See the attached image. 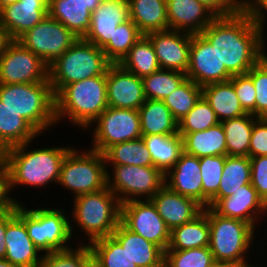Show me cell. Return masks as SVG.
<instances>
[{
    "instance_id": "obj_12",
    "label": "cell",
    "mask_w": 267,
    "mask_h": 267,
    "mask_svg": "<svg viewBox=\"0 0 267 267\" xmlns=\"http://www.w3.org/2000/svg\"><path fill=\"white\" fill-rule=\"evenodd\" d=\"M78 39L61 22L48 15L20 36L17 41L40 57L49 67Z\"/></svg>"
},
{
    "instance_id": "obj_22",
    "label": "cell",
    "mask_w": 267,
    "mask_h": 267,
    "mask_svg": "<svg viewBox=\"0 0 267 267\" xmlns=\"http://www.w3.org/2000/svg\"><path fill=\"white\" fill-rule=\"evenodd\" d=\"M150 200L170 230L194 220L204 209L196 200L173 192L166 185Z\"/></svg>"
},
{
    "instance_id": "obj_9",
    "label": "cell",
    "mask_w": 267,
    "mask_h": 267,
    "mask_svg": "<svg viewBox=\"0 0 267 267\" xmlns=\"http://www.w3.org/2000/svg\"><path fill=\"white\" fill-rule=\"evenodd\" d=\"M106 171L103 153L87 147L82 151L72 147L61 164L58 185L72 192L74 199L105 188Z\"/></svg>"
},
{
    "instance_id": "obj_43",
    "label": "cell",
    "mask_w": 267,
    "mask_h": 267,
    "mask_svg": "<svg viewBox=\"0 0 267 267\" xmlns=\"http://www.w3.org/2000/svg\"><path fill=\"white\" fill-rule=\"evenodd\" d=\"M227 155L199 158L203 188V207L209 206L210 199L218 192Z\"/></svg>"
},
{
    "instance_id": "obj_27",
    "label": "cell",
    "mask_w": 267,
    "mask_h": 267,
    "mask_svg": "<svg viewBox=\"0 0 267 267\" xmlns=\"http://www.w3.org/2000/svg\"><path fill=\"white\" fill-rule=\"evenodd\" d=\"M129 17L143 35L169 29L166 0H128Z\"/></svg>"
},
{
    "instance_id": "obj_1",
    "label": "cell",
    "mask_w": 267,
    "mask_h": 267,
    "mask_svg": "<svg viewBox=\"0 0 267 267\" xmlns=\"http://www.w3.org/2000/svg\"><path fill=\"white\" fill-rule=\"evenodd\" d=\"M265 30L250 11L216 17L201 34L216 49L221 64L232 75L246 74L267 54Z\"/></svg>"
},
{
    "instance_id": "obj_48",
    "label": "cell",
    "mask_w": 267,
    "mask_h": 267,
    "mask_svg": "<svg viewBox=\"0 0 267 267\" xmlns=\"http://www.w3.org/2000/svg\"><path fill=\"white\" fill-rule=\"evenodd\" d=\"M251 185L257 190L259 197L267 204V155L250 158Z\"/></svg>"
},
{
    "instance_id": "obj_60",
    "label": "cell",
    "mask_w": 267,
    "mask_h": 267,
    "mask_svg": "<svg viewBox=\"0 0 267 267\" xmlns=\"http://www.w3.org/2000/svg\"><path fill=\"white\" fill-rule=\"evenodd\" d=\"M239 9L244 10V0H231Z\"/></svg>"
},
{
    "instance_id": "obj_17",
    "label": "cell",
    "mask_w": 267,
    "mask_h": 267,
    "mask_svg": "<svg viewBox=\"0 0 267 267\" xmlns=\"http://www.w3.org/2000/svg\"><path fill=\"white\" fill-rule=\"evenodd\" d=\"M152 42L160 69L188 71L192 34L166 30L151 32L146 35Z\"/></svg>"
},
{
    "instance_id": "obj_21",
    "label": "cell",
    "mask_w": 267,
    "mask_h": 267,
    "mask_svg": "<svg viewBox=\"0 0 267 267\" xmlns=\"http://www.w3.org/2000/svg\"><path fill=\"white\" fill-rule=\"evenodd\" d=\"M47 16L45 0H18L0 9V24L12 40H17Z\"/></svg>"
},
{
    "instance_id": "obj_47",
    "label": "cell",
    "mask_w": 267,
    "mask_h": 267,
    "mask_svg": "<svg viewBox=\"0 0 267 267\" xmlns=\"http://www.w3.org/2000/svg\"><path fill=\"white\" fill-rule=\"evenodd\" d=\"M230 81L244 111L255 116L256 90L252 79L247 74H240L233 75Z\"/></svg>"
},
{
    "instance_id": "obj_34",
    "label": "cell",
    "mask_w": 267,
    "mask_h": 267,
    "mask_svg": "<svg viewBox=\"0 0 267 267\" xmlns=\"http://www.w3.org/2000/svg\"><path fill=\"white\" fill-rule=\"evenodd\" d=\"M250 157L227 155L218 192L210 199L212 207L219 199L230 196L241 189V186L251 184Z\"/></svg>"
},
{
    "instance_id": "obj_51",
    "label": "cell",
    "mask_w": 267,
    "mask_h": 267,
    "mask_svg": "<svg viewBox=\"0 0 267 267\" xmlns=\"http://www.w3.org/2000/svg\"><path fill=\"white\" fill-rule=\"evenodd\" d=\"M207 7L216 17L234 15L239 8L231 0H198Z\"/></svg>"
},
{
    "instance_id": "obj_50",
    "label": "cell",
    "mask_w": 267,
    "mask_h": 267,
    "mask_svg": "<svg viewBox=\"0 0 267 267\" xmlns=\"http://www.w3.org/2000/svg\"><path fill=\"white\" fill-rule=\"evenodd\" d=\"M10 190L9 174L7 167L0 166V213L8 212L14 209L21 201L13 198Z\"/></svg>"
},
{
    "instance_id": "obj_25",
    "label": "cell",
    "mask_w": 267,
    "mask_h": 267,
    "mask_svg": "<svg viewBox=\"0 0 267 267\" xmlns=\"http://www.w3.org/2000/svg\"><path fill=\"white\" fill-rule=\"evenodd\" d=\"M165 185L173 192L196 200L203 206V188L199 158L182 152L174 167L165 175Z\"/></svg>"
},
{
    "instance_id": "obj_37",
    "label": "cell",
    "mask_w": 267,
    "mask_h": 267,
    "mask_svg": "<svg viewBox=\"0 0 267 267\" xmlns=\"http://www.w3.org/2000/svg\"><path fill=\"white\" fill-rule=\"evenodd\" d=\"M106 167L110 165L154 166L142 138L110 146L104 153Z\"/></svg>"
},
{
    "instance_id": "obj_5",
    "label": "cell",
    "mask_w": 267,
    "mask_h": 267,
    "mask_svg": "<svg viewBox=\"0 0 267 267\" xmlns=\"http://www.w3.org/2000/svg\"><path fill=\"white\" fill-rule=\"evenodd\" d=\"M0 100L40 134L50 131L57 124L55 96L49 82L0 84Z\"/></svg>"
},
{
    "instance_id": "obj_10",
    "label": "cell",
    "mask_w": 267,
    "mask_h": 267,
    "mask_svg": "<svg viewBox=\"0 0 267 267\" xmlns=\"http://www.w3.org/2000/svg\"><path fill=\"white\" fill-rule=\"evenodd\" d=\"M109 166L106 167L107 187L121 204L133 200H150L165 185V175L154 166Z\"/></svg>"
},
{
    "instance_id": "obj_20",
    "label": "cell",
    "mask_w": 267,
    "mask_h": 267,
    "mask_svg": "<svg viewBox=\"0 0 267 267\" xmlns=\"http://www.w3.org/2000/svg\"><path fill=\"white\" fill-rule=\"evenodd\" d=\"M129 19L128 0H105L92 12L91 26L83 39L103 49L116 27Z\"/></svg>"
},
{
    "instance_id": "obj_33",
    "label": "cell",
    "mask_w": 267,
    "mask_h": 267,
    "mask_svg": "<svg viewBox=\"0 0 267 267\" xmlns=\"http://www.w3.org/2000/svg\"><path fill=\"white\" fill-rule=\"evenodd\" d=\"M208 216L202 212L194 220L173 228L167 250H188L209 246Z\"/></svg>"
},
{
    "instance_id": "obj_7",
    "label": "cell",
    "mask_w": 267,
    "mask_h": 267,
    "mask_svg": "<svg viewBox=\"0 0 267 267\" xmlns=\"http://www.w3.org/2000/svg\"><path fill=\"white\" fill-rule=\"evenodd\" d=\"M110 65L101 48L79 38L48 68V80L54 96L70 83L106 75Z\"/></svg>"
},
{
    "instance_id": "obj_53",
    "label": "cell",
    "mask_w": 267,
    "mask_h": 267,
    "mask_svg": "<svg viewBox=\"0 0 267 267\" xmlns=\"http://www.w3.org/2000/svg\"><path fill=\"white\" fill-rule=\"evenodd\" d=\"M7 226V212L0 213V259L5 258L6 244H5V233Z\"/></svg>"
},
{
    "instance_id": "obj_26",
    "label": "cell",
    "mask_w": 267,
    "mask_h": 267,
    "mask_svg": "<svg viewBox=\"0 0 267 267\" xmlns=\"http://www.w3.org/2000/svg\"><path fill=\"white\" fill-rule=\"evenodd\" d=\"M112 236L125 247V250L138 267H164V251L142 236L127 229L121 222Z\"/></svg>"
},
{
    "instance_id": "obj_38",
    "label": "cell",
    "mask_w": 267,
    "mask_h": 267,
    "mask_svg": "<svg viewBox=\"0 0 267 267\" xmlns=\"http://www.w3.org/2000/svg\"><path fill=\"white\" fill-rule=\"evenodd\" d=\"M144 35L131 19L119 24L109 43L102 49L111 64H120L133 45Z\"/></svg>"
},
{
    "instance_id": "obj_42",
    "label": "cell",
    "mask_w": 267,
    "mask_h": 267,
    "mask_svg": "<svg viewBox=\"0 0 267 267\" xmlns=\"http://www.w3.org/2000/svg\"><path fill=\"white\" fill-rule=\"evenodd\" d=\"M219 122L214 110L202 95L188 114L178 121V134L183 137L187 133L207 130Z\"/></svg>"
},
{
    "instance_id": "obj_13",
    "label": "cell",
    "mask_w": 267,
    "mask_h": 267,
    "mask_svg": "<svg viewBox=\"0 0 267 267\" xmlns=\"http://www.w3.org/2000/svg\"><path fill=\"white\" fill-rule=\"evenodd\" d=\"M48 66L17 40L0 55V84L49 82Z\"/></svg>"
},
{
    "instance_id": "obj_14",
    "label": "cell",
    "mask_w": 267,
    "mask_h": 267,
    "mask_svg": "<svg viewBox=\"0 0 267 267\" xmlns=\"http://www.w3.org/2000/svg\"><path fill=\"white\" fill-rule=\"evenodd\" d=\"M120 222L130 231L159 246L164 252L167 250L171 230L151 200H133L121 204Z\"/></svg>"
},
{
    "instance_id": "obj_35",
    "label": "cell",
    "mask_w": 267,
    "mask_h": 267,
    "mask_svg": "<svg viewBox=\"0 0 267 267\" xmlns=\"http://www.w3.org/2000/svg\"><path fill=\"white\" fill-rule=\"evenodd\" d=\"M258 117L247 113L238 118L221 121L225 131L227 155L249 157L250 139Z\"/></svg>"
},
{
    "instance_id": "obj_15",
    "label": "cell",
    "mask_w": 267,
    "mask_h": 267,
    "mask_svg": "<svg viewBox=\"0 0 267 267\" xmlns=\"http://www.w3.org/2000/svg\"><path fill=\"white\" fill-rule=\"evenodd\" d=\"M232 76L209 41L201 33L192 34L187 79L203 87L228 81Z\"/></svg>"
},
{
    "instance_id": "obj_41",
    "label": "cell",
    "mask_w": 267,
    "mask_h": 267,
    "mask_svg": "<svg viewBox=\"0 0 267 267\" xmlns=\"http://www.w3.org/2000/svg\"><path fill=\"white\" fill-rule=\"evenodd\" d=\"M104 267H138L128 256L125 247L111 235L88 244Z\"/></svg>"
},
{
    "instance_id": "obj_18",
    "label": "cell",
    "mask_w": 267,
    "mask_h": 267,
    "mask_svg": "<svg viewBox=\"0 0 267 267\" xmlns=\"http://www.w3.org/2000/svg\"><path fill=\"white\" fill-rule=\"evenodd\" d=\"M211 208L221 216L245 221L255 230L267 216L266 204L251 184L243 185L230 196L219 199Z\"/></svg>"
},
{
    "instance_id": "obj_36",
    "label": "cell",
    "mask_w": 267,
    "mask_h": 267,
    "mask_svg": "<svg viewBox=\"0 0 267 267\" xmlns=\"http://www.w3.org/2000/svg\"><path fill=\"white\" fill-rule=\"evenodd\" d=\"M120 65L140 78L160 69L154 46L146 35L133 45Z\"/></svg>"
},
{
    "instance_id": "obj_58",
    "label": "cell",
    "mask_w": 267,
    "mask_h": 267,
    "mask_svg": "<svg viewBox=\"0 0 267 267\" xmlns=\"http://www.w3.org/2000/svg\"><path fill=\"white\" fill-rule=\"evenodd\" d=\"M5 157H6V149L0 143V166L5 164Z\"/></svg>"
},
{
    "instance_id": "obj_3",
    "label": "cell",
    "mask_w": 267,
    "mask_h": 267,
    "mask_svg": "<svg viewBox=\"0 0 267 267\" xmlns=\"http://www.w3.org/2000/svg\"><path fill=\"white\" fill-rule=\"evenodd\" d=\"M72 201L69 220L73 240L79 241V238L73 237L76 227L81 229L79 233H84L82 239L87 238L90 244L94 240L111 236L120 223L121 203L107 186L97 192L79 195Z\"/></svg>"
},
{
    "instance_id": "obj_45",
    "label": "cell",
    "mask_w": 267,
    "mask_h": 267,
    "mask_svg": "<svg viewBox=\"0 0 267 267\" xmlns=\"http://www.w3.org/2000/svg\"><path fill=\"white\" fill-rule=\"evenodd\" d=\"M78 243L73 248L43 254L39 267H82L84 259L92 252L88 243Z\"/></svg>"
},
{
    "instance_id": "obj_30",
    "label": "cell",
    "mask_w": 267,
    "mask_h": 267,
    "mask_svg": "<svg viewBox=\"0 0 267 267\" xmlns=\"http://www.w3.org/2000/svg\"><path fill=\"white\" fill-rule=\"evenodd\" d=\"M142 135L178 134V121L161 100L146 99L139 108Z\"/></svg>"
},
{
    "instance_id": "obj_57",
    "label": "cell",
    "mask_w": 267,
    "mask_h": 267,
    "mask_svg": "<svg viewBox=\"0 0 267 267\" xmlns=\"http://www.w3.org/2000/svg\"><path fill=\"white\" fill-rule=\"evenodd\" d=\"M210 267H240L234 263L215 260Z\"/></svg>"
},
{
    "instance_id": "obj_46",
    "label": "cell",
    "mask_w": 267,
    "mask_h": 267,
    "mask_svg": "<svg viewBox=\"0 0 267 267\" xmlns=\"http://www.w3.org/2000/svg\"><path fill=\"white\" fill-rule=\"evenodd\" d=\"M246 74L256 90L255 116L267 118V54Z\"/></svg>"
},
{
    "instance_id": "obj_32",
    "label": "cell",
    "mask_w": 267,
    "mask_h": 267,
    "mask_svg": "<svg viewBox=\"0 0 267 267\" xmlns=\"http://www.w3.org/2000/svg\"><path fill=\"white\" fill-rule=\"evenodd\" d=\"M40 133L21 115L0 100V143L5 149L35 141Z\"/></svg>"
},
{
    "instance_id": "obj_49",
    "label": "cell",
    "mask_w": 267,
    "mask_h": 267,
    "mask_svg": "<svg viewBox=\"0 0 267 267\" xmlns=\"http://www.w3.org/2000/svg\"><path fill=\"white\" fill-rule=\"evenodd\" d=\"M267 155V118H258L253 125L249 157Z\"/></svg>"
},
{
    "instance_id": "obj_56",
    "label": "cell",
    "mask_w": 267,
    "mask_h": 267,
    "mask_svg": "<svg viewBox=\"0 0 267 267\" xmlns=\"http://www.w3.org/2000/svg\"><path fill=\"white\" fill-rule=\"evenodd\" d=\"M262 0H244V10L252 11Z\"/></svg>"
},
{
    "instance_id": "obj_24",
    "label": "cell",
    "mask_w": 267,
    "mask_h": 267,
    "mask_svg": "<svg viewBox=\"0 0 267 267\" xmlns=\"http://www.w3.org/2000/svg\"><path fill=\"white\" fill-rule=\"evenodd\" d=\"M100 3V0H50L48 15L78 38H84L91 26L92 12Z\"/></svg>"
},
{
    "instance_id": "obj_28",
    "label": "cell",
    "mask_w": 267,
    "mask_h": 267,
    "mask_svg": "<svg viewBox=\"0 0 267 267\" xmlns=\"http://www.w3.org/2000/svg\"><path fill=\"white\" fill-rule=\"evenodd\" d=\"M154 167L166 175L183 152V139L179 134L142 135Z\"/></svg>"
},
{
    "instance_id": "obj_61",
    "label": "cell",
    "mask_w": 267,
    "mask_h": 267,
    "mask_svg": "<svg viewBox=\"0 0 267 267\" xmlns=\"http://www.w3.org/2000/svg\"><path fill=\"white\" fill-rule=\"evenodd\" d=\"M18 0H0V9L8 4H12Z\"/></svg>"
},
{
    "instance_id": "obj_2",
    "label": "cell",
    "mask_w": 267,
    "mask_h": 267,
    "mask_svg": "<svg viewBox=\"0 0 267 267\" xmlns=\"http://www.w3.org/2000/svg\"><path fill=\"white\" fill-rule=\"evenodd\" d=\"M29 141L6 149L5 166L9 174L10 190L18 186L48 187L57 183L64 157L72 146L40 147L31 149ZM30 146V150H29Z\"/></svg>"
},
{
    "instance_id": "obj_6",
    "label": "cell",
    "mask_w": 267,
    "mask_h": 267,
    "mask_svg": "<svg viewBox=\"0 0 267 267\" xmlns=\"http://www.w3.org/2000/svg\"><path fill=\"white\" fill-rule=\"evenodd\" d=\"M203 212L208 216L209 248L214 260L231 262L240 267L254 265L247 255L255 246L253 242H256L254 239L258 231L255 232L245 221L217 214L211 207L204 208Z\"/></svg>"
},
{
    "instance_id": "obj_23",
    "label": "cell",
    "mask_w": 267,
    "mask_h": 267,
    "mask_svg": "<svg viewBox=\"0 0 267 267\" xmlns=\"http://www.w3.org/2000/svg\"><path fill=\"white\" fill-rule=\"evenodd\" d=\"M169 30L199 34L216 16L198 0H166Z\"/></svg>"
},
{
    "instance_id": "obj_55",
    "label": "cell",
    "mask_w": 267,
    "mask_h": 267,
    "mask_svg": "<svg viewBox=\"0 0 267 267\" xmlns=\"http://www.w3.org/2000/svg\"><path fill=\"white\" fill-rule=\"evenodd\" d=\"M12 41L7 31L0 24V55L4 52L8 44Z\"/></svg>"
},
{
    "instance_id": "obj_52",
    "label": "cell",
    "mask_w": 267,
    "mask_h": 267,
    "mask_svg": "<svg viewBox=\"0 0 267 267\" xmlns=\"http://www.w3.org/2000/svg\"><path fill=\"white\" fill-rule=\"evenodd\" d=\"M251 14L254 18V21L262 29H265L267 26L265 23L267 20V0H262L252 11Z\"/></svg>"
},
{
    "instance_id": "obj_29",
    "label": "cell",
    "mask_w": 267,
    "mask_h": 267,
    "mask_svg": "<svg viewBox=\"0 0 267 267\" xmlns=\"http://www.w3.org/2000/svg\"><path fill=\"white\" fill-rule=\"evenodd\" d=\"M202 95L208 101L220 122L247 114L242 108L234 85L230 80L203 86Z\"/></svg>"
},
{
    "instance_id": "obj_19",
    "label": "cell",
    "mask_w": 267,
    "mask_h": 267,
    "mask_svg": "<svg viewBox=\"0 0 267 267\" xmlns=\"http://www.w3.org/2000/svg\"><path fill=\"white\" fill-rule=\"evenodd\" d=\"M5 258L17 267H39L43 253L28 235L25 223L16 215V207L7 212Z\"/></svg>"
},
{
    "instance_id": "obj_39",
    "label": "cell",
    "mask_w": 267,
    "mask_h": 267,
    "mask_svg": "<svg viewBox=\"0 0 267 267\" xmlns=\"http://www.w3.org/2000/svg\"><path fill=\"white\" fill-rule=\"evenodd\" d=\"M186 78V74L182 72L159 69L151 75L142 78L145 98L163 101Z\"/></svg>"
},
{
    "instance_id": "obj_16",
    "label": "cell",
    "mask_w": 267,
    "mask_h": 267,
    "mask_svg": "<svg viewBox=\"0 0 267 267\" xmlns=\"http://www.w3.org/2000/svg\"><path fill=\"white\" fill-rule=\"evenodd\" d=\"M108 107L139 110L146 98L143 80L125 70L120 64H111L106 71Z\"/></svg>"
},
{
    "instance_id": "obj_31",
    "label": "cell",
    "mask_w": 267,
    "mask_h": 267,
    "mask_svg": "<svg viewBox=\"0 0 267 267\" xmlns=\"http://www.w3.org/2000/svg\"><path fill=\"white\" fill-rule=\"evenodd\" d=\"M182 139L183 151L198 158L227 155L225 131L221 122L207 130L187 133Z\"/></svg>"
},
{
    "instance_id": "obj_11",
    "label": "cell",
    "mask_w": 267,
    "mask_h": 267,
    "mask_svg": "<svg viewBox=\"0 0 267 267\" xmlns=\"http://www.w3.org/2000/svg\"><path fill=\"white\" fill-rule=\"evenodd\" d=\"M92 129L91 149L104 153L110 146L142 137L139 110L107 107L86 130Z\"/></svg>"
},
{
    "instance_id": "obj_54",
    "label": "cell",
    "mask_w": 267,
    "mask_h": 267,
    "mask_svg": "<svg viewBox=\"0 0 267 267\" xmlns=\"http://www.w3.org/2000/svg\"><path fill=\"white\" fill-rule=\"evenodd\" d=\"M82 267H104L97 256L91 252L83 261Z\"/></svg>"
},
{
    "instance_id": "obj_4",
    "label": "cell",
    "mask_w": 267,
    "mask_h": 267,
    "mask_svg": "<svg viewBox=\"0 0 267 267\" xmlns=\"http://www.w3.org/2000/svg\"><path fill=\"white\" fill-rule=\"evenodd\" d=\"M108 107L106 75L66 85L55 96V118L86 130Z\"/></svg>"
},
{
    "instance_id": "obj_8",
    "label": "cell",
    "mask_w": 267,
    "mask_h": 267,
    "mask_svg": "<svg viewBox=\"0 0 267 267\" xmlns=\"http://www.w3.org/2000/svg\"><path fill=\"white\" fill-rule=\"evenodd\" d=\"M63 208L56 205L53 208L47 205L43 208H27L24 203L16 206V215L25 223L29 237L43 254L73 247L70 245L74 240L69 215Z\"/></svg>"
},
{
    "instance_id": "obj_44",
    "label": "cell",
    "mask_w": 267,
    "mask_h": 267,
    "mask_svg": "<svg viewBox=\"0 0 267 267\" xmlns=\"http://www.w3.org/2000/svg\"><path fill=\"white\" fill-rule=\"evenodd\" d=\"M214 261L209 246L164 252V267H210Z\"/></svg>"
},
{
    "instance_id": "obj_40",
    "label": "cell",
    "mask_w": 267,
    "mask_h": 267,
    "mask_svg": "<svg viewBox=\"0 0 267 267\" xmlns=\"http://www.w3.org/2000/svg\"><path fill=\"white\" fill-rule=\"evenodd\" d=\"M202 96V87L190 79H185L163 102L179 121L195 106Z\"/></svg>"
},
{
    "instance_id": "obj_59",
    "label": "cell",
    "mask_w": 267,
    "mask_h": 267,
    "mask_svg": "<svg viewBox=\"0 0 267 267\" xmlns=\"http://www.w3.org/2000/svg\"><path fill=\"white\" fill-rule=\"evenodd\" d=\"M0 267H17L6 259H0Z\"/></svg>"
}]
</instances>
